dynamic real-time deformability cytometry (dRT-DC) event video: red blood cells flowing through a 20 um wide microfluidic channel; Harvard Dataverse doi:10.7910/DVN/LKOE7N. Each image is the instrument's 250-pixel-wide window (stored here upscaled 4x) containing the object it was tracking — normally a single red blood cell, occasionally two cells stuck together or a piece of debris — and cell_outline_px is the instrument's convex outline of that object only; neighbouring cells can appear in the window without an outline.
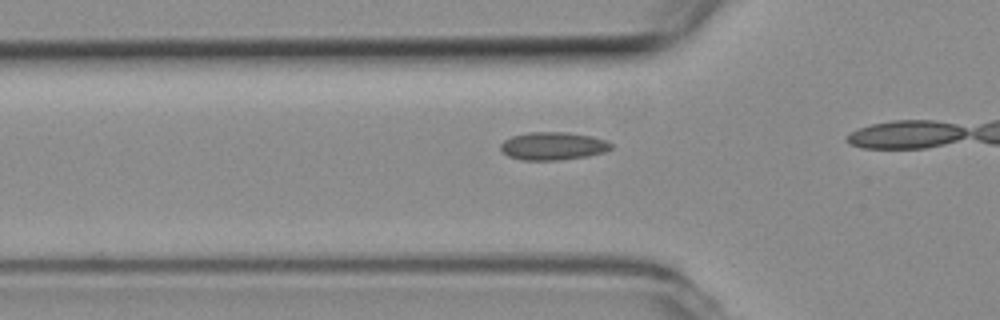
{"species": "common noctule bat (a hibernating species)", "species_latin": "Nyctalus noctula", "temperature_condition": "room temperature", "stored_images_in_passage": 17, "camera_frame_rate_fps": 3000, "um_per_image_px": 0.085, "animal": {"sex": "female", "body_mass_g": 19.3, "forearm_length_mm": 54.1}, "frame": {"image": 1, "passage_image": 12, "time_ms": 3.667, "image_size_px": [1000, 320], "cell_outline_px": [[612, 148], [604, 152], [588, 156], [560, 160], [524, 160], [508, 156], [500, 148], [500, 144], [504, 140], [512, 136], [528, 132], [568, 132], [592, 136], [604, 140], [612, 144]], "centroid_in_image_um": [47.0, 12.41], "position_along_channel_um": 78.8, "area_um2": 17.98}}
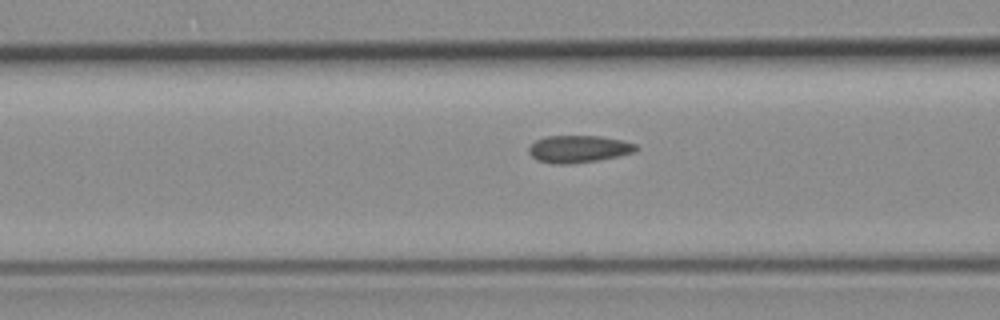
{"frame": {"image": 2, "passage_image": 15, "time_ms": 4.667, "image_size_px": [1000, 320], "cell_outline_px": [[636, 152], [596, 160], [568, 164], [556, 164], [536, 160], [528, 152], [528, 148], [536, 140], [548, 136], [600, 136], [620, 140], [636, 144]], "centroid_in_image_um": [49.14, 12.66], "position_along_channel_um": 117.5, "area_um2": 16.76}}